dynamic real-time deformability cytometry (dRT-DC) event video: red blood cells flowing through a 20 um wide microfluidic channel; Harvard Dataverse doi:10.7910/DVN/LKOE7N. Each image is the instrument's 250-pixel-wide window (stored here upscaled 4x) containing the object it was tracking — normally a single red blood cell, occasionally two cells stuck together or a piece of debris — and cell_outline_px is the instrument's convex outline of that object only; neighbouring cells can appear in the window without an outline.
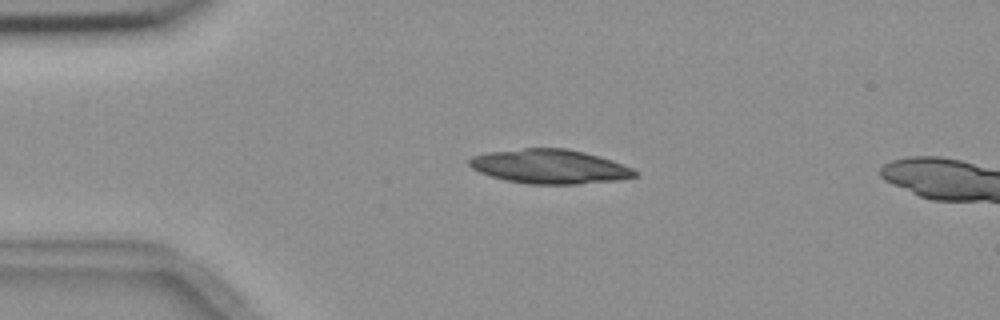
{"species": "common noctule bat (a hibernating species)", "species_latin": "Nyctalus noctula", "temperature_condition": "room temperature", "stored_images_in_passage": 3, "camera_frame_rate_fps": 3000, "um_per_image_px": 0.085, "animal": {"sex": "female", "body_mass_g": 18.4}, "frame": {"image": 1, "passage_image": 1, "time_ms": 0.0, "image_size_px": [1000, 320], "cell_outline_px": [[640, 172], [636, 176], [620, 180], [576, 184], [528, 184], [504, 180], [480, 172], [472, 168], [468, 164], [468, 160], [472, 156], [488, 152], [524, 148], [568, 148], [584, 152], [612, 160], [632, 168]], "centroid_in_image_um": [46.73, 14.15], "position_along_channel_um": 38.3, "area_um2": 33.12}}